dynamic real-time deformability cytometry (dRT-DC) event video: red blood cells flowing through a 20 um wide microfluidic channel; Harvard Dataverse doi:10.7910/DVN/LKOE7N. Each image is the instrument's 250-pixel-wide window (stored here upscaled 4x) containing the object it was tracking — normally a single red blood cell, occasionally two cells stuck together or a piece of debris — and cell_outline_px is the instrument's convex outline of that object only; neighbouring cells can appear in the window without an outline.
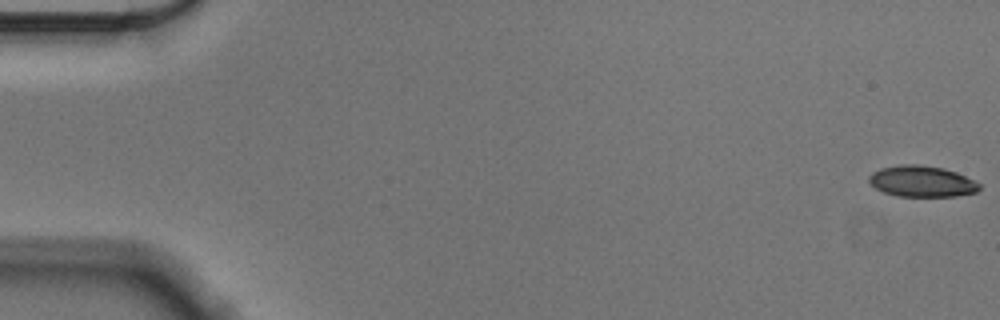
{"species": "Egyptian fruit bat (a non-hibernating species)", "species_latin": "Rousettus aegyptiacus", "temperature_condition": "cold", "stored_images_in_passage": 57, "camera_frame_rate_fps": 3000, "um_per_image_px": 0.085, "animal": {"sex": "male"}, "frame": {"image": 1, "passage_image": 1, "time_ms": 0.0, "image_size_px": [1000, 320], "cell_outline_px": [[980, 188], [976, 192], [956, 196], [896, 196], [884, 192], [876, 188], [868, 180], [868, 176], [872, 172], [880, 168], [900, 164], [916, 164], [944, 168], [956, 172], [976, 180], [980, 184]], "centroid_in_image_um": [78.36, 15.4], "position_along_channel_um": 6.6, "area_um2": 20.11}}
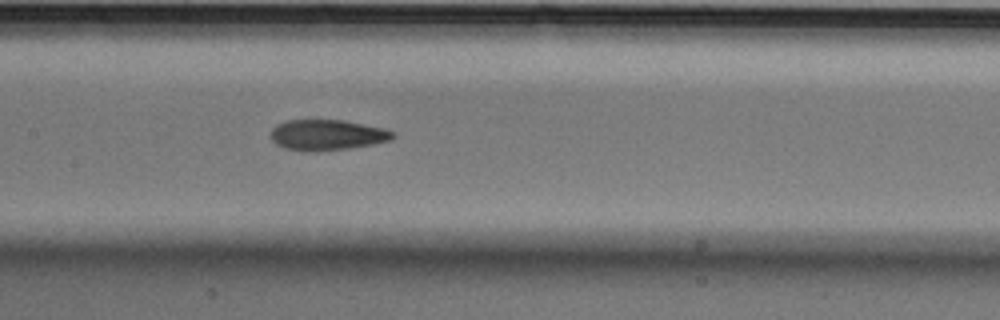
{"frame": {"image": 2, "passage_image": 28, "time_ms": 9.0, "image_size_px": [1000, 320], "cell_outline_px": [[396, 136], [392, 140], [372, 144], [348, 148], [316, 152], [304, 152], [284, 148], [276, 144], [268, 136], [272, 128], [276, 124], [284, 120], [344, 120], [384, 128], [396, 132]], "centroid_in_image_um": [27.77, 11.47], "position_along_channel_um": 179.6, "area_um2": 22.25}}
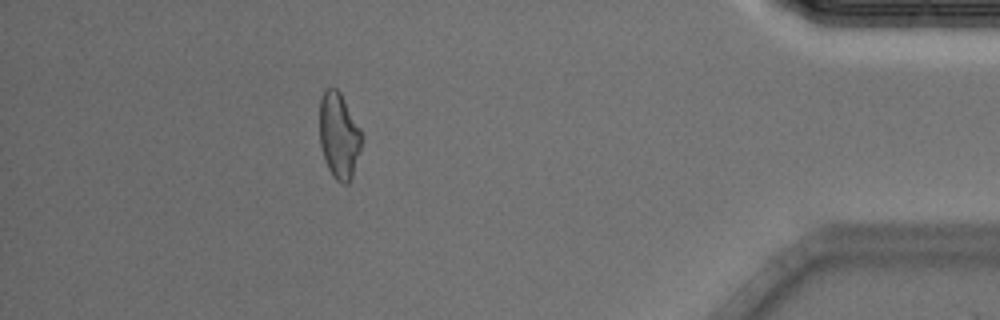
{"frame": {"image": 3, "passage_image": 51, "time_ms": 16.667, "image_size_px": [1000, 320], "cell_outline_px": [[360, 148], [352, 180], [348, 184], [344, 184], [336, 180], [332, 176], [328, 168], [320, 144], [320, 100], [324, 88], [336, 88], [340, 92], [360, 128]], "centroid_in_image_um": [28.79, 11.54], "position_along_channel_um": 406.4, "area_um2": 20.87}, "authors_computed_cell_mechanics": {"area_um2": 21.6172, "velocity_mm_per_s": 3.5562, "shape_relaxation_time_tau1_ms": 5.2008, "shape_relaxation_time_tau2_ms": 2.6185, "deformation_change_tau1": 0.1311, "deformation_change_tau2": 0.0734}}